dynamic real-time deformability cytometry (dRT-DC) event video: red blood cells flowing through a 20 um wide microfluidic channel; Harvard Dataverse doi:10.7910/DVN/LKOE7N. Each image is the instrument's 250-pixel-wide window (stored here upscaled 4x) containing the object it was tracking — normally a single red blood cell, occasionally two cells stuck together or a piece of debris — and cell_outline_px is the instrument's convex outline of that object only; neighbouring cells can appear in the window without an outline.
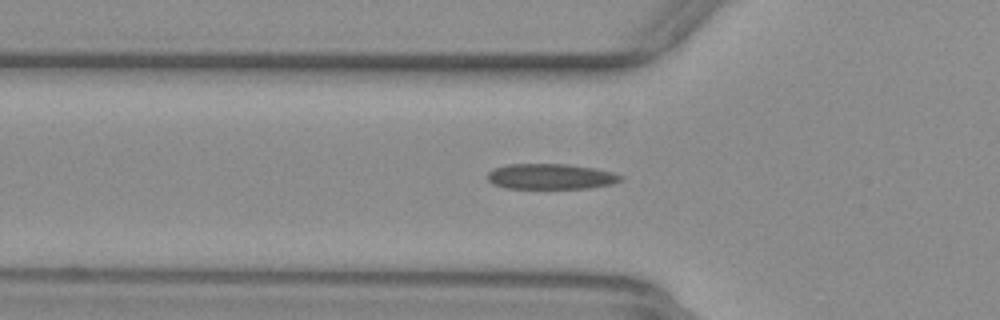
{"species": "common noctule bat (a hibernating species)", "species_latin": "Nyctalus noctula", "temperature_condition": "warm", "stored_images_in_passage": 45, "camera_frame_rate_fps": 3000, "um_per_image_px": 0.085, "animal": {"sex": "female", "body_mass_g": 29.2, "forearm_length_mm": 56.3}, "frame": {"image": 1, "passage_image": 10, "time_ms": 3.0, "image_size_px": [1000, 320], "cell_outline_px": [[624, 180], [612, 184], [588, 188], [504, 188], [492, 184], [488, 180], [488, 172], [492, 168], [508, 164], [568, 164], [596, 168], [612, 172], [624, 176]], "centroid_in_image_um": [46.82, 15.0], "position_along_channel_um": 79.0, "area_um2": 20.0}}
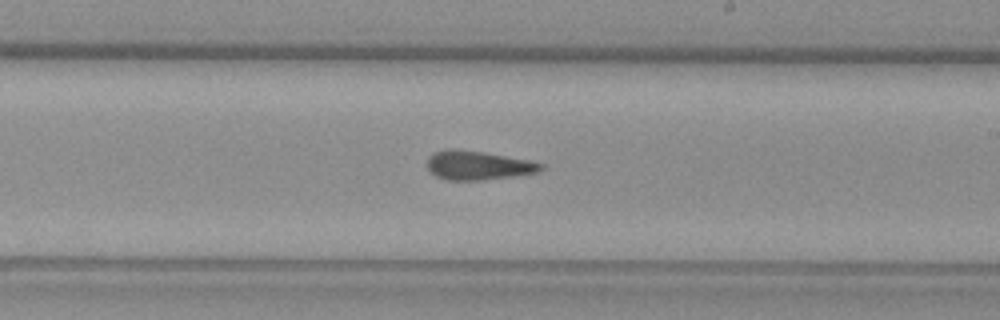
{"frame": {"image": 2, "passage_image": 23, "time_ms": 7.333, "image_size_px": [1000, 320], "cell_outline_px": [[544, 168], [540, 172], [512, 176], [480, 180], [444, 180], [428, 172], [428, 156], [432, 152], [448, 148], [456, 148], [484, 152], [528, 160], [544, 164]], "centroid_in_image_um": [40.59, 14.04], "position_along_channel_um": 248.4, "area_um2": 19.42}}
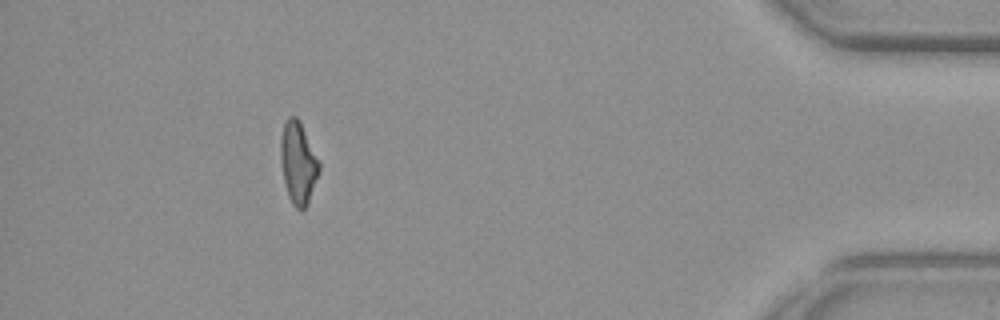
{"frame": {"image": 3, "passage_image": 40, "time_ms": 13.0, "image_size_px": [1000, 320], "cell_outline_px": [[320, 172], [308, 204], [300, 212], [292, 204], [288, 196], [284, 180], [280, 160], [280, 140], [284, 124], [288, 116], [296, 116], [300, 120], [320, 160]], "centroid_in_image_um": [25.36, 13.84], "position_along_channel_um": 409.8, "area_um2": 18.84}, "authors_computed_cell_mechanics": {"area_um2": 19.4208, "velocity_mm_per_s": 3.8938, "shape_relaxation_time_tau1_ms": null, "shape_relaxation_time_tau2_ms": 3.1487, "deformation_change_tau1": null, "deformation_change_tau2": 0.1234}}